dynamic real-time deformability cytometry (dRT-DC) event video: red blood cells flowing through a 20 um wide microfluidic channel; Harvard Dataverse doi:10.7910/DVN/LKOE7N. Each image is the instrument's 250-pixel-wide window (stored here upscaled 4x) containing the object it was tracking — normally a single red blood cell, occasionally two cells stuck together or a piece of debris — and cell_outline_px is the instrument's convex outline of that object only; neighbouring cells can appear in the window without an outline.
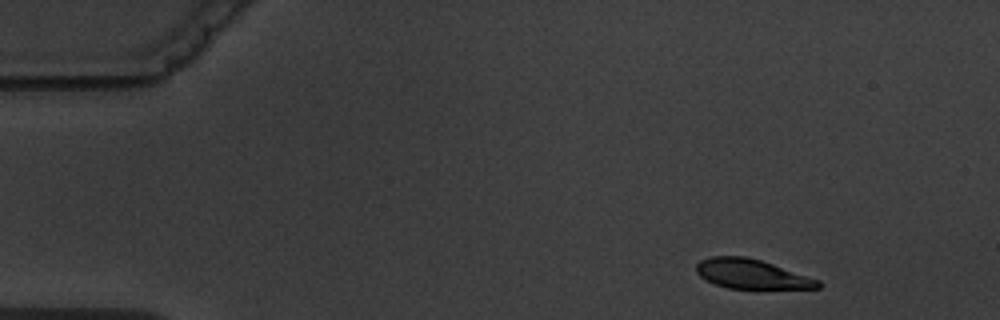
{"species": "common noctule bat (a hibernating species)", "species_latin": "Nyctalus noctula", "temperature_condition": "warm", "stored_images_in_passage": 4, "camera_frame_rate_fps": 3000, "um_per_image_px": 0.085, "animal": {"sex": "male", "body_mass_g": 19.5, "forearm_length_mm": 54.6}, "frame": {"image": 1, "passage_image": 1, "time_ms": 0.0, "image_size_px": [1000, 320], "cell_outline_px": [[820, 288], [728, 288], [704, 280], [696, 272], [696, 264], [700, 260], [712, 256], [744, 256], [760, 260], [820, 280]], "centroid_in_image_um": [63.83, 23.28], "position_along_channel_um": 21.2, "area_um2": 20.63}}
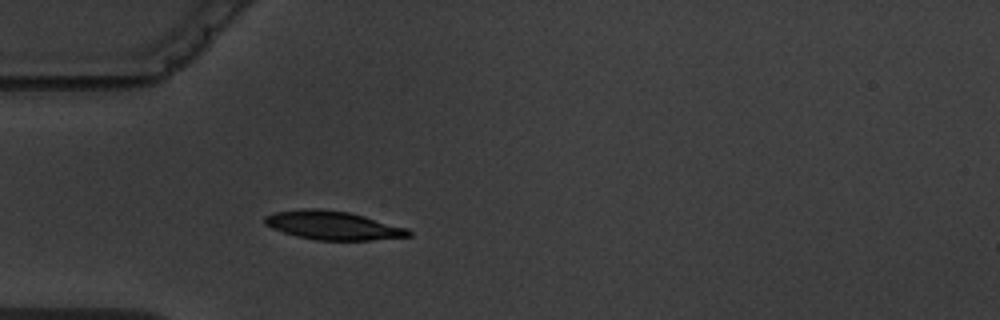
{"frame": {"image": 2, "passage_image": 4, "time_ms": 3.333, "image_size_px": [1000, 320], "cell_outline_px": [[412, 236], [372, 240], [316, 240], [296, 236], [272, 228], [264, 224], [264, 216], [276, 212], [308, 208], [312, 208], [348, 212], [364, 216], [408, 228], [412, 232]], "centroid_in_image_um": [28.32, 19.17], "position_along_channel_um": 56.7, "area_um2": 23.87}}